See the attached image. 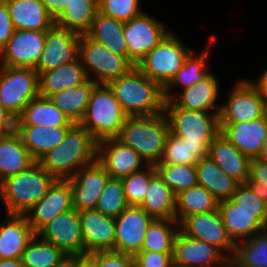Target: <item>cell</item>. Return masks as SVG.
<instances>
[{"mask_svg": "<svg viewBox=\"0 0 267 267\" xmlns=\"http://www.w3.org/2000/svg\"><path fill=\"white\" fill-rule=\"evenodd\" d=\"M15 30H49L54 18L41 0H4Z\"/></svg>", "mask_w": 267, "mask_h": 267, "instance_id": "28", "label": "cell"}, {"mask_svg": "<svg viewBox=\"0 0 267 267\" xmlns=\"http://www.w3.org/2000/svg\"><path fill=\"white\" fill-rule=\"evenodd\" d=\"M38 96V72L34 68L0 66V101L16 119Z\"/></svg>", "mask_w": 267, "mask_h": 267, "instance_id": "9", "label": "cell"}, {"mask_svg": "<svg viewBox=\"0 0 267 267\" xmlns=\"http://www.w3.org/2000/svg\"><path fill=\"white\" fill-rule=\"evenodd\" d=\"M180 230L186 236L215 246L229 259L233 256L235 244L227 235L218 209L186 217L180 223Z\"/></svg>", "mask_w": 267, "mask_h": 267, "instance_id": "18", "label": "cell"}, {"mask_svg": "<svg viewBox=\"0 0 267 267\" xmlns=\"http://www.w3.org/2000/svg\"><path fill=\"white\" fill-rule=\"evenodd\" d=\"M128 115L108 84H96L86 112L79 122L99 142L117 138Z\"/></svg>", "mask_w": 267, "mask_h": 267, "instance_id": "4", "label": "cell"}, {"mask_svg": "<svg viewBox=\"0 0 267 267\" xmlns=\"http://www.w3.org/2000/svg\"><path fill=\"white\" fill-rule=\"evenodd\" d=\"M74 123L58 109L49 98L38 96L32 99L16 119V125L46 127L72 126Z\"/></svg>", "mask_w": 267, "mask_h": 267, "instance_id": "33", "label": "cell"}, {"mask_svg": "<svg viewBox=\"0 0 267 267\" xmlns=\"http://www.w3.org/2000/svg\"><path fill=\"white\" fill-rule=\"evenodd\" d=\"M79 57L88 78L96 84H108L134 67L126 57L113 53L87 34L80 36Z\"/></svg>", "mask_w": 267, "mask_h": 267, "instance_id": "8", "label": "cell"}, {"mask_svg": "<svg viewBox=\"0 0 267 267\" xmlns=\"http://www.w3.org/2000/svg\"><path fill=\"white\" fill-rule=\"evenodd\" d=\"M208 156L229 177L245 184L250 176L251 159L241 153L223 134L219 133L208 149Z\"/></svg>", "mask_w": 267, "mask_h": 267, "instance_id": "26", "label": "cell"}, {"mask_svg": "<svg viewBox=\"0 0 267 267\" xmlns=\"http://www.w3.org/2000/svg\"><path fill=\"white\" fill-rule=\"evenodd\" d=\"M230 259L218 248L202 240L177 233L173 248L174 267H224Z\"/></svg>", "mask_w": 267, "mask_h": 267, "instance_id": "16", "label": "cell"}, {"mask_svg": "<svg viewBox=\"0 0 267 267\" xmlns=\"http://www.w3.org/2000/svg\"><path fill=\"white\" fill-rule=\"evenodd\" d=\"M56 179L38 162L28 170L3 180V203L6 214L25 215L48 192Z\"/></svg>", "mask_w": 267, "mask_h": 267, "instance_id": "5", "label": "cell"}, {"mask_svg": "<svg viewBox=\"0 0 267 267\" xmlns=\"http://www.w3.org/2000/svg\"><path fill=\"white\" fill-rule=\"evenodd\" d=\"M85 255L97 251L114 250L115 218L95 209L79 212Z\"/></svg>", "mask_w": 267, "mask_h": 267, "instance_id": "23", "label": "cell"}, {"mask_svg": "<svg viewBox=\"0 0 267 267\" xmlns=\"http://www.w3.org/2000/svg\"><path fill=\"white\" fill-rule=\"evenodd\" d=\"M80 36L56 24L47 30L44 49L35 68L38 75L77 60L80 53Z\"/></svg>", "mask_w": 267, "mask_h": 267, "instance_id": "13", "label": "cell"}, {"mask_svg": "<svg viewBox=\"0 0 267 267\" xmlns=\"http://www.w3.org/2000/svg\"><path fill=\"white\" fill-rule=\"evenodd\" d=\"M155 168L175 196L198 185L195 165L156 164Z\"/></svg>", "mask_w": 267, "mask_h": 267, "instance_id": "43", "label": "cell"}, {"mask_svg": "<svg viewBox=\"0 0 267 267\" xmlns=\"http://www.w3.org/2000/svg\"><path fill=\"white\" fill-rule=\"evenodd\" d=\"M47 30H15L0 51V66L36 68L43 52Z\"/></svg>", "mask_w": 267, "mask_h": 267, "instance_id": "14", "label": "cell"}, {"mask_svg": "<svg viewBox=\"0 0 267 267\" xmlns=\"http://www.w3.org/2000/svg\"><path fill=\"white\" fill-rule=\"evenodd\" d=\"M133 257L134 267H174L173 252L139 251Z\"/></svg>", "mask_w": 267, "mask_h": 267, "instance_id": "50", "label": "cell"}, {"mask_svg": "<svg viewBox=\"0 0 267 267\" xmlns=\"http://www.w3.org/2000/svg\"><path fill=\"white\" fill-rule=\"evenodd\" d=\"M218 211L234 244L259 234L267 226V211H246L230 199L219 202Z\"/></svg>", "mask_w": 267, "mask_h": 267, "instance_id": "20", "label": "cell"}, {"mask_svg": "<svg viewBox=\"0 0 267 267\" xmlns=\"http://www.w3.org/2000/svg\"><path fill=\"white\" fill-rule=\"evenodd\" d=\"M267 113V99L252 80L241 79L221 103L219 123H239L263 117Z\"/></svg>", "mask_w": 267, "mask_h": 267, "instance_id": "10", "label": "cell"}, {"mask_svg": "<svg viewBox=\"0 0 267 267\" xmlns=\"http://www.w3.org/2000/svg\"><path fill=\"white\" fill-rule=\"evenodd\" d=\"M108 85L128 117L153 116L164 112L163 88L136 66Z\"/></svg>", "mask_w": 267, "mask_h": 267, "instance_id": "2", "label": "cell"}, {"mask_svg": "<svg viewBox=\"0 0 267 267\" xmlns=\"http://www.w3.org/2000/svg\"><path fill=\"white\" fill-rule=\"evenodd\" d=\"M3 181L0 179V202L3 203V191H2Z\"/></svg>", "mask_w": 267, "mask_h": 267, "instance_id": "58", "label": "cell"}, {"mask_svg": "<svg viewBox=\"0 0 267 267\" xmlns=\"http://www.w3.org/2000/svg\"><path fill=\"white\" fill-rule=\"evenodd\" d=\"M71 126L46 127L34 125H16L15 131L21 137L31 156L38 161L48 151L57 147Z\"/></svg>", "mask_w": 267, "mask_h": 267, "instance_id": "31", "label": "cell"}, {"mask_svg": "<svg viewBox=\"0 0 267 267\" xmlns=\"http://www.w3.org/2000/svg\"><path fill=\"white\" fill-rule=\"evenodd\" d=\"M195 168L198 185L206 188L218 202L231 199L239 183L222 171L209 156L200 159Z\"/></svg>", "mask_w": 267, "mask_h": 267, "instance_id": "32", "label": "cell"}, {"mask_svg": "<svg viewBox=\"0 0 267 267\" xmlns=\"http://www.w3.org/2000/svg\"><path fill=\"white\" fill-rule=\"evenodd\" d=\"M261 75L258 78H255L252 82L259 88V91L266 97L267 99V68L263 70Z\"/></svg>", "mask_w": 267, "mask_h": 267, "instance_id": "55", "label": "cell"}, {"mask_svg": "<svg viewBox=\"0 0 267 267\" xmlns=\"http://www.w3.org/2000/svg\"><path fill=\"white\" fill-rule=\"evenodd\" d=\"M175 195L157 173L148 186L139 205L147 214L157 219H175Z\"/></svg>", "mask_w": 267, "mask_h": 267, "instance_id": "36", "label": "cell"}, {"mask_svg": "<svg viewBox=\"0 0 267 267\" xmlns=\"http://www.w3.org/2000/svg\"><path fill=\"white\" fill-rule=\"evenodd\" d=\"M170 126L165 112L153 116L128 117L117 139L134 149L147 165L161 159Z\"/></svg>", "mask_w": 267, "mask_h": 267, "instance_id": "3", "label": "cell"}, {"mask_svg": "<svg viewBox=\"0 0 267 267\" xmlns=\"http://www.w3.org/2000/svg\"><path fill=\"white\" fill-rule=\"evenodd\" d=\"M224 267H233L231 263H229L228 265L224 266Z\"/></svg>", "mask_w": 267, "mask_h": 267, "instance_id": "59", "label": "cell"}, {"mask_svg": "<svg viewBox=\"0 0 267 267\" xmlns=\"http://www.w3.org/2000/svg\"><path fill=\"white\" fill-rule=\"evenodd\" d=\"M98 12L99 0H69L55 24L79 35L87 34Z\"/></svg>", "mask_w": 267, "mask_h": 267, "instance_id": "34", "label": "cell"}, {"mask_svg": "<svg viewBox=\"0 0 267 267\" xmlns=\"http://www.w3.org/2000/svg\"><path fill=\"white\" fill-rule=\"evenodd\" d=\"M216 74L210 73L203 80L196 82L193 86L177 91H172L170 99L177 107L187 110H200L206 112H219L221 104H216L219 100L221 86Z\"/></svg>", "mask_w": 267, "mask_h": 267, "instance_id": "24", "label": "cell"}, {"mask_svg": "<svg viewBox=\"0 0 267 267\" xmlns=\"http://www.w3.org/2000/svg\"><path fill=\"white\" fill-rule=\"evenodd\" d=\"M36 162L16 131L0 135V179L2 181L28 170Z\"/></svg>", "mask_w": 267, "mask_h": 267, "instance_id": "30", "label": "cell"}, {"mask_svg": "<svg viewBox=\"0 0 267 267\" xmlns=\"http://www.w3.org/2000/svg\"><path fill=\"white\" fill-rule=\"evenodd\" d=\"M69 267H97L95 261L89 256L71 257L68 259Z\"/></svg>", "mask_w": 267, "mask_h": 267, "instance_id": "54", "label": "cell"}, {"mask_svg": "<svg viewBox=\"0 0 267 267\" xmlns=\"http://www.w3.org/2000/svg\"><path fill=\"white\" fill-rule=\"evenodd\" d=\"M63 267H69V264H68V262L63 266Z\"/></svg>", "mask_w": 267, "mask_h": 267, "instance_id": "60", "label": "cell"}, {"mask_svg": "<svg viewBox=\"0 0 267 267\" xmlns=\"http://www.w3.org/2000/svg\"><path fill=\"white\" fill-rule=\"evenodd\" d=\"M110 177L97 160L77 171L68 179L73 208L78 212L95 209Z\"/></svg>", "mask_w": 267, "mask_h": 267, "instance_id": "15", "label": "cell"}, {"mask_svg": "<svg viewBox=\"0 0 267 267\" xmlns=\"http://www.w3.org/2000/svg\"><path fill=\"white\" fill-rule=\"evenodd\" d=\"M212 143L183 142L169 133L158 164L195 165L200 159L208 156Z\"/></svg>", "mask_w": 267, "mask_h": 267, "instance_id": "39", "label": "cell"}, {"mask_svg": "<svg viewBox=\"0 0 267 267\" xmlns=\"http://www.w3.org/2000/svg\"><path fill=\"white\" fill-rule=\"evenodd\" d=\"M215 36L211 35L204 49L200 53H196L193 50L185 59L184 65L178 70L176 75L170 80V82L163 88L164 100H170L172 98V90L176 87L187 89L193 86L196 82H199L206 78L211 73V65L208 61L210 58L211 48L214 45ZM171 91V92H170Z\"/></svg>", "mask_w": 267, "mask_h": 267, "instance_id": "25", "label": "cell"}, {"mask_svg": "<svg viewBox=\"0 0 267 267\" xmlns=\"http://www.w3.org/2000/svg\"><path fill=\"white\" fill-rule=\"evenodd\" d=\"M230 200L246 211H267V203L255 195L246 184H239Z\"/></svg>", "mask_w": 267, "mask_h": 267, "instance_id": "48", "label": "cell"}, {"mask_svg": "<svg viewBox=\"0 0 267 267\" xmlns=\"http://www.w3.org/2000/svg\"><path fill=\"white\" fill-rule=\"evenodd\" d=\"M97 161L112 178L123 179L142 171L148 165L140 155L117 138H109L97 143Z\"/></svg>", "mask_w": 267, "mask_h": 267, "instance_id": "19", "label": "cell"}, {"mask_svg": "<svg viewBox=\"0 0 267 267\" xmlns=\"http://www.w3.org/2000/svg\"><path fill=\"white\" fill-rule=\"evenodd\" d=\"M164 112L167 116L170 133L183 142L212 143L220 133L219 112L187 110L166 100Z\"/></svg>", "mask_w": 267, "mask_h": 267, "instance_id": "7", "label": "cell"}, {"mask_svg": "<svg viewBox=\"0 0 267 267\" xmlns=\"http://www.w3.org/2000/svg\"><path fill=\"white\" fill-rule=\"evenodd\" d=\"M230 263L233 267H267V226L259 234L235 244Z\"/></svg>", "mask_w": 267, "mask_h": 267, "instance_id": "41", "label": "cell"}, {"mask_svg": "<svg viewBox=\"0 0 267 267\" xmlns=\"http://www.w3.org/2000/svg\"><path fill=\"white\" fill-rule=\"evenodd\" d=\"M97 143L84 127L74 123L63 141L37 162L56 180H68L82 167L97 160Z\"/></svg>", "mask_w": 267, "mask_h": 267, "instance_id": "1", "label": "cell"}, {"mask_svg": "<svg viewBox=\"0 0 267 267\" xmlns=\"http://www.w3.org/2000/svg\"><path fill=\"white\" fill-rule=\"evenodd\" d=\"M179 231L180 224L175 219L155 218L145 234L141 251L173 252Z\"/></svg>", "mask_w": 267, "mask_h": 267, "instance_id": "42", "label": "cell"}, {"mask_svg": "<svg viewBox=\"0 0 267 267\" xmlns=\"http://www.w3.org/2000/svg\"><path fill=\"white\" fill-rule=\"evenodd\" d=\"M16 118L3 106L0 101V135L15 131Z\"/></svg>", "mask_w": 267, "mask_h": 267, "instance_id": "52", "label": "cell"}, {"mask_svg": "<svg viewBox=\"0 0 267 267\" xmlns=\"http://www.w3.org/2000/svg\"><path fill=\"white\" fill-rule=\"evenodd\" d=\"M245 184L255 195L267 203V163L252 159L250 162V176Z\"/></svg>", "mask_w": 267, "mask_h": 267, "instance_id": "47", "label": "cell"}, {"mask_svg": "<svg viewBox=\"0 0 267 267\" xmlns=\"http://www.w3.org/2000/svg\"><path fill=\"white\" fill-rule=\"evenodd\" d=\"M223 134L241 153L257 159L267 138V113L251 121L219 123Z\"/></svg>", "mask_w": 267, "mask_h": 267, "instance_id": "22", "label": "cell"}, {"mask_svg": "<svg viewBox=\"0 0 267 267\" xmlns=\"http://www.w3.org/2000/svg\"><path fill=\"white\" fill-rule=\"evenodd\" d=\"M218 203L206 188L196 185L176 195L175 220L180 224L188 216L215 211Z\"/></svg>", "mask_w": 267, "mask_h": 267, "instance_id": "38", "label": "cell"}, {"mask_svg": "<svg viewBox=\"0 0 267 267\" xmlns=\"http://www.w3.org/2000/svg\"><path fill=\"white\" fill-rule=\"evenodd\" d=\"M157 174L154 165H148L142 171L121 179L124 193L129 205L139 206L145 198L150 180Z\"/></svg>", "mask_w": 267, "mask_h": 267, "instance_id": "45", "label": "cell"}, {"mask_svg": "<svg viewBox=\"0 0 267 267\" xmlns=\"http://www.w3.org/2000/svg\"><path fill=\"white\" fill-rule=\"evenodd\" d=\"M140 0H99V12L122 22H128L144 12Z\"/></svg>", "mask_w": 267, "mask_h": 267, "instance_id": "46", "label": "cell"}, {"mask_svg": "<svg viewBox=\"0 0 267 267\" xmlns=\"http://www.w3.org/2000/svg\"><path fill=\"white\" fill-rule=\"evenodd\" d=\"M88 79L85 67L79 57L74 62L40 73L38 75L39 96L48 98L62 90L81 85Z\"/></svg>", "mask_w": 267, "mask_h": 267, "instance_id": "29", "label": "cell"}, {"mask_svg": "<svg viewBox=\"0 0 267 267\" xmlns=\"http://www.w3.org/2000/svg\"><path fill=\"white\" fill-rule=\"evenodd\" d=\"M96 85L88 79L85 83L52 94L48 98L73 123H79L87 109L91 92Z\"/></svg>", "mask_w": 267, "mask_h": 267, "instance_id": "37", "label": "cell"}, {"mask_svg": "<svg viewBox=\"0 0 267 267\" xmlns=\"http://www.w3.org/2000/svg\"><path fill=\"white\" fill-rule=\"evenodd\" d=\"M165 25L146 12L124 22L123 34L128 49V60L134 66H137L146 54L166 36L169 29Z\"/></svg>", "mask_w": 267, "mask_h": 267, "instance_id": "11", "label": "cell"}, {"mask_svg": "<svg viewBox=\"0 0 267 267\" xmlns=\"http://www.w3.org/2000/svg\"><path fill=\"white\" fill-rule=\"evenodd\" d=\"M257 159L262 161V162H264V163H267V138L264 141L262 150H261V152H260V154H259Z\"/></svg>", "mask_w": 267, "mask_h": 267, "instance_id": "57", "label": "cell"}, {"mask_svg": "<svg viewBox=\"0 0 267 267\" xmlns=\"http://www.w3.org/2000/svg\"><path fill=\"white\" fill-rule=\"evenodd\" d=\"M89 256L97 267H134V257L127 253L107 250L93 252Z\"/></svg>", "mask_w": 267, "mask_h": 267, "instance_id": "49", "label": "cell"}, {"mask_svg": "<svg viewBox=\"0 0 267 267\" xmlns=\"http://www.w3.org/2000/svg\"><path fill=\"white\" fill-rule=\"evenodd\" d=\"M128 206L122 180L110 177L97 201L95 210L116 218Z\"/></svg>", "mask_w": 267, "mask_h": 267, "instance_id": "44", "label": "cell"}, {"mask_svg": "<svg viewBox=\"0 0 267 267\" xmlns=\"http://www.w3.org/2000/svg\"><path fill=\"white\" fill-rule=\"evenodd\" d=\"M44 6L47 8L48 13L54 18V20L64 10V5H68L69 0H41Z\"/></svg>", "mask_w": 267, "mask_h": 267, "instance_id": "53", "label": "cell"}, {"mask_svg": "<svg viewBox=\"0 0 267 267\" xmlns=\"http://www.w3.org/2000/svg\"><path fill=\"white\" fill-rule=\"evenodd\" d=\"M73 209L70 183L68 180H56L46 195L26 213L28 224L37 234L57 215Z\"/></svg>", "mask_w": 267, "mask_h": 267, "instance_id": "21", "label": "cell"}, {"mask_svg": "<svg viewBox=\"0 0 267 267\" xmlns=\"http://www.w3.org/2000/svg\"><path fill=\"white\" fill-rule=\"evenodd\" d=\"M154 219L140 206L129 205L115 218L114 251L133 256L141 251L145 234Z\"/></svg>", "mask_w": 267, "mask_h": 267, "instance_id": "17", "label": "cell"}, {"mask_svg": "<svg viewBox=\"0 0 267 267\" xmlns=\"http://www.w3.org/2000/svg\"><path fill=\"white\" fill-rule=\"evenodd\" d=\"M170 30L166 36L137 64V68L148 78L164 88L184 65L193 51Z\"/></svg>", "mask_w": 267, "mask_h": 267, "instance_id": "6", "label": "cell"}, {"mask_svg": "<svg viewBox=\"0 0 267 267\" xmlns=\"http://www.w3.org/2000/svg\"><path fill=\"white\" fill-rule=\"evenodd\" d=\"M37 235L55 245L69 258L85 255L81 220L74 208L57 215Z\"/></svg>", "mask_w": 267, "mask_h": 267, "instance_id": "12", "label": "cell"}, {"mask_svg": "<svg viewBox=\"0 0 267 267\" xmlns=\"http://www.w3.org/2000/svg\"><path fill=\"white\" fill-rule=\"evenodd\" d=\"M0 267H24L21 259H0Z\"/></svg>", "mask_w": 267, "mask_h": 267, "instance_id": "56", "label": "cell"}, {"mask_svg": "<svg viewBox=\"0 0 267 267\" xmlns=\"http://www.w3.org/2000/svg\"><path fill=\"white\" fill-rule=\"evenodd\" d=\"M123 32L124 22L98 12L87 35L106 46L113 53L128 59V49Z\"/></svg>", "mask_w": 267, "mask_h": 267, "instance_id": "35", "label": "cell"}, {"mask_svg": "<svg viewBox=\"0 0 267 267\" xmlns=\"http://www.w3.org/2000/svg\"><path fill=\"white\" fill-rule=\"evenodd\" d=\"M0 221V259H21L25 248L36 235L25 215L6 214Z\"/></svg>", "mask_w": 267, "mask_h": 267, "instance_id": "27", "label": "cell"}, {"mask_svg": "<svg viewBox=\"0 0 267 267\" xmlns=\"http://www.w3.org/2000/svg\"><path fill=\"white\" fill-rule=\"evenodd\" d=\"M15 28L6 2L0 0V51L14 34Z\"/></svg>", "mask_w": 267, "mask_h": 267, "instance_id": "51", "label": "cell"}, {"mask_svg": "<svg viewBox=\"0 0 267 267\" xmlns=\"http://www.w3.org/2000/svg\"><path fill=\"white\" fill-rule=\"evenodd\" d=\"M68 259L69 257L55 245L41 239L37 234L21 256L24 267H63Z\"/></svg>", "mask_w": 267, "mask_h": 267, "instance_id": "40", "label": "cell"}]
</instances>
